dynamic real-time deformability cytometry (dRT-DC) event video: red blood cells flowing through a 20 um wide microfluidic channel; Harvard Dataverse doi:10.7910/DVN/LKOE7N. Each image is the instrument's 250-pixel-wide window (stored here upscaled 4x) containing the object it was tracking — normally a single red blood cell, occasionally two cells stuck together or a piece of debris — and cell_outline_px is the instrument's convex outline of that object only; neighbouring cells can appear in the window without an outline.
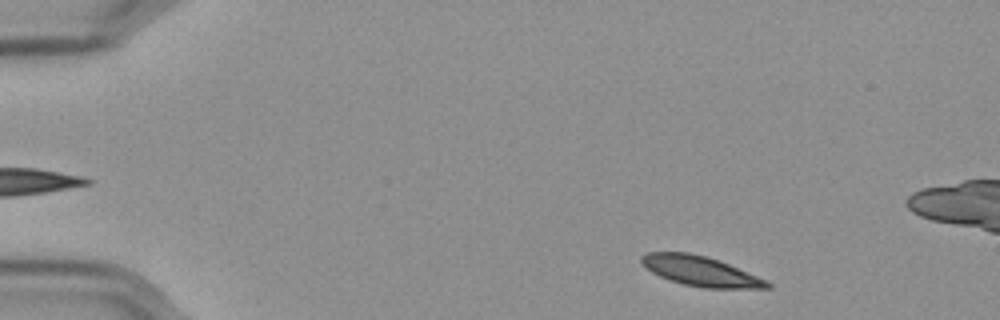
{"species": "Egyptian fruit bat (a non-hibernating species)", "species_latin": "Rousettus aegyptiacus", "temperature_condition": "cold", "stored_images_in_passage": 53, "camera_frame_rate_fps": 3000, "um_per_image_px": 0.085, "frame": {"image": 1, "passage_image": 3, "time_ms": 0.667, "image_size_px": [1000, 320], "cell_outline_px": [[772, 288], [700, 288], [684, 284], [660, 276], [652, 272], [640, 260], [640, 256], [648, 252], [688, 252], [708, 256], [728, 264], [756, 276], [772, 284]], "centroid_in_image_um": [59.53, 23.04], "position_along_channel_um": 25.5, "area_um2": 21.56}}
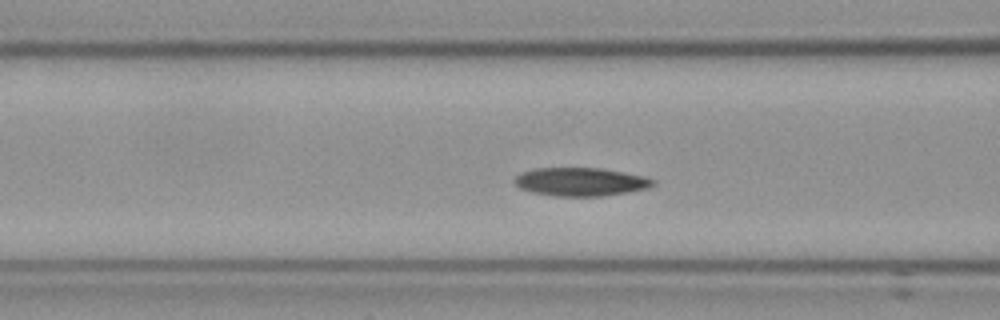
{"frame": {"image": 2, "passage_image": 18, "time_ms": 5.667, "image_size_px": [1000, 320], "cell_outline_px": [[656, 184], [648, 188], [628, 192], [600, 196], [556, 196], [532, 192], [520, 188], [512, 180], [520, 172], [532, 168], [600, 168], [624, 172], [644, 176], [656, 180]], "centroid_in_image_um": [49.35, 15.44], "position_along_channel_um": 117.3, "area_um2": 23.0}}
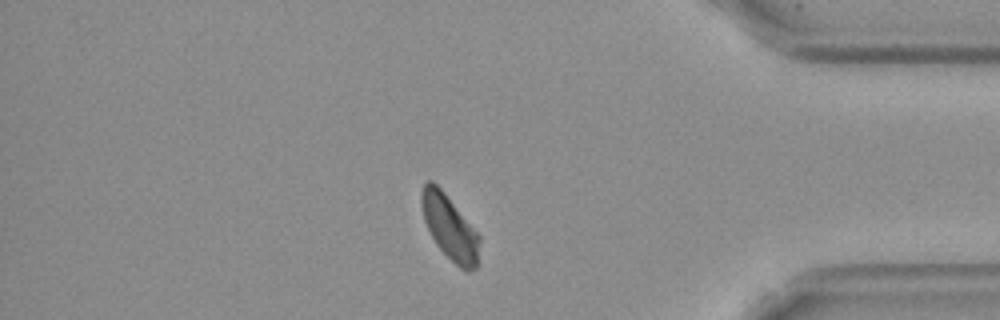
{"frame": {"image": 3, "passage_image": 44, "time_ms": 14.333, "image_size_px": [1000, 320], "cell_outline_px": [[480, 240], [476, 268], [468, 272], [460, 268], [436, 244], [424, 220], [420, 200], [420, 192], [424, 184], [428, 180], [432, 180], [444, 192], [480, 236]], "centroid_in_image_um": [38.21, 19.31], "position_along_channel_um": 397.0, "area_um2": 21.44}, "authors_computed_cell_mechanics": {"area_um2": 22.1374, "velocity_mm_per_s": 3.5291, "shape_relaxation_time_tau1_ms": 9.5292, "shape_relaxation_time_tau2_ms": null, "deformation_change_tau1": 0.1518, "deformation_change_tau2": null}}